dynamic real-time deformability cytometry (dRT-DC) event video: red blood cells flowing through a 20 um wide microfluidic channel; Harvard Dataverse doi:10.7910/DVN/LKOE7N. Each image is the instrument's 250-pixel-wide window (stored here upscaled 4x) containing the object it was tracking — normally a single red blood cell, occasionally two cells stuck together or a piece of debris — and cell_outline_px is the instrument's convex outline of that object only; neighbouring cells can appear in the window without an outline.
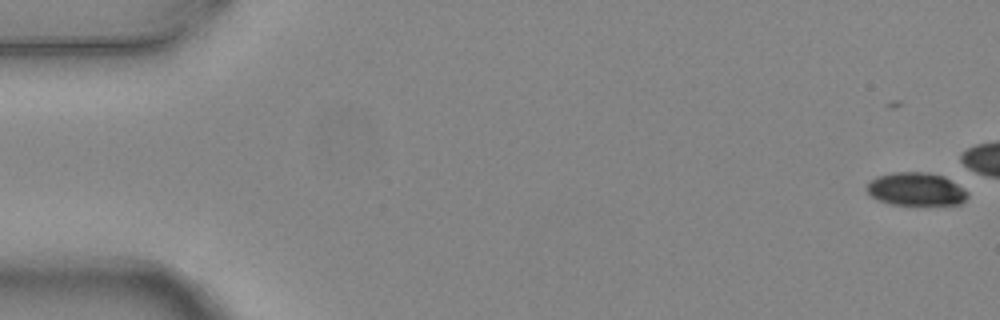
{"species": "common noctule bat (a hibernating species)", "species_latin": "Nyctalus noctula", "temperature_condition": "warm", "stored_images_in_passage": 8, "camera_frame_rate_fps": 3000, "um_per_image_px": 0.085, "animal": {"sex": "female", "body_mass_g": 24.6, "forearm_length_mm": 56.2}, "frame": {"image": 1, "passage_image": 1, "time_ms": 0.0, "image_size_px": [1000, 320], "cell_outline_px": [[968, 196], [960, 204], [924, 208], [892, 204], [880, 200], [872, 196], [864, 188], [876, 176], [892, 172], [928, 172], [944, 176], [964, 188], [968, 192]], "centroid_in_image_um": [77.91, 16.12], "position_along_channel_um": 7.1, "area_um2": 20.29}}
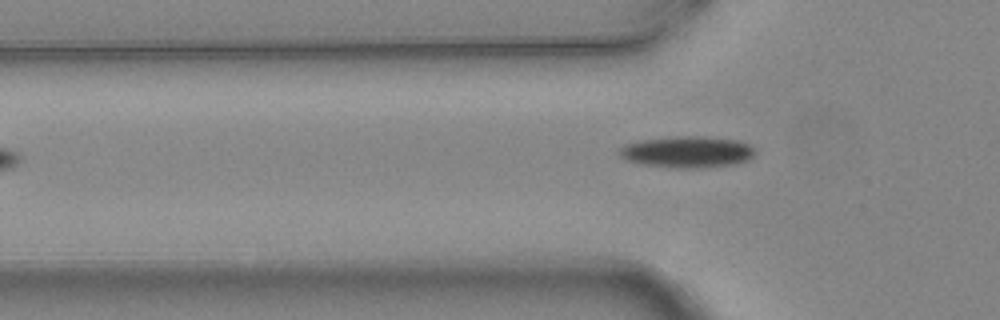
{"frame": {"image": 2, "passage_image": 8, "time_ms": 2.333, "image_size_px": [1000, 320], "cell_outline_px": [[756, 152], [748, 160], [736, 164], [704, 168], [676, 168], [640, 164], [624, 160], [616, 152], [624, 144], [640, 140], [680, 136], [704, 136], [736, 140], [748, 144], [756, 148]], "centroid_in_image_um": [58.39, 12.92], "position_along_channel_um": 67.4, "area_um2": 25.26}}